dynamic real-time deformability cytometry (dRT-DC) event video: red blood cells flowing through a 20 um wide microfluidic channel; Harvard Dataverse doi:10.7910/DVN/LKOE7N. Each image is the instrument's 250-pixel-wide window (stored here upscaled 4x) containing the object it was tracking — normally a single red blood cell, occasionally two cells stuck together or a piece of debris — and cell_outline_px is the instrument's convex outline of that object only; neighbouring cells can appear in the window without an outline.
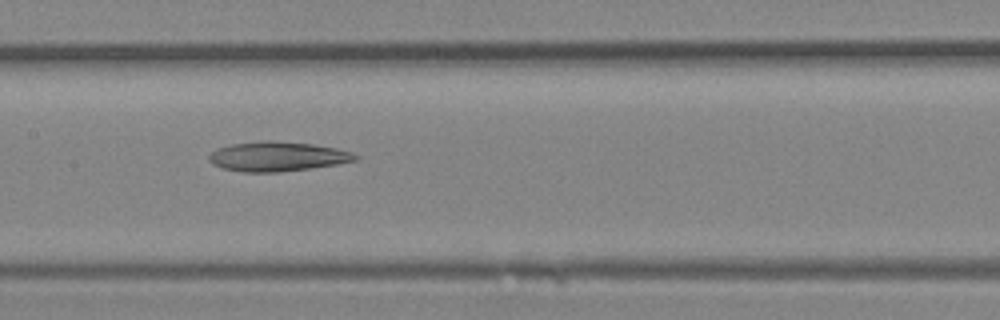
{"species": "Egyptian fruit bat (a non-hibernating species)", "species_latin": "Rousettus aegyptiacus", "temperature_condition": "room temperature", "stored_images_in_passage": 32, "camera_frame_rate_fps": 3000, "um_per_image_px": 0.085, "animal": {"sex": "female"}, "frame": {"image": 1, "passage_image": 16, "time_ms": 5.0, "image_size_px": [1000, 320], "cell_outline_px": [[360, 160], [312, 168], [280, 172], [244, 172], [220, 168], [212, 164], [208, 160], [208, 156], [216, 148], [232, 144], [264, 140], [272, 140], [312, 144], [336, 148], [352, 152], [360, 156]], "centroid_in_image_um": [23.58, 13.3], "position_along_channel_um": 183.8, "area_um2": 25.49}}
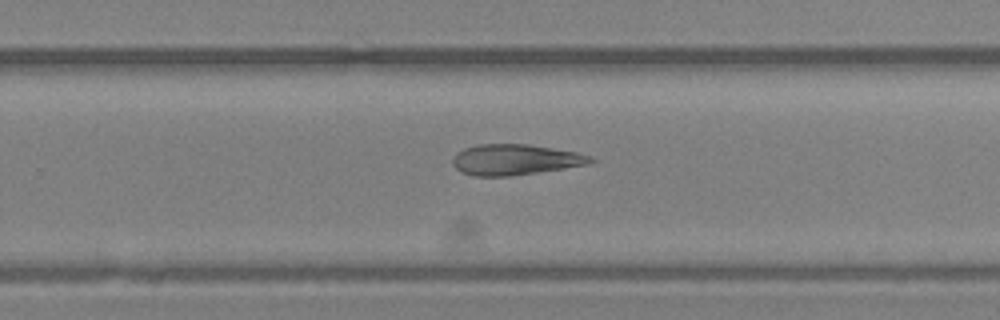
{"frame": {"image": 2, "passage_image": 21, "time_ms": 6.667, "image_size_px": [1000, 320], "cell_outline_px": [[596, 160], [592, 164], [512, 176], [476, 176], [460, 172], [452, 164], [452, 160], [456, 152], [464, 148], [480, 144], [528, 144], [576, 152], [592, 156]], "centroid_in_image_um": [43.8, 13.57], "position_along_channel_um": 286.0, "area_um2": 24.85}}
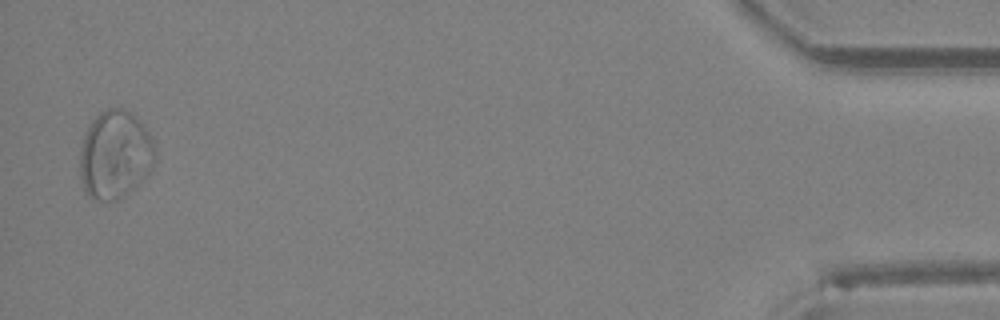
{"frame": {"image": 3, "passage_image": 32, "time_ms": 10.333, "image_size_px": [1000, 320], "cell_outline_px": [[156, 160], [148, 176], [128, 192], [116, 200], [96, 200], [88, 196], [84, 192], [80, 180], [80, 148], [84, 132], [92, 120], [100, 112], [108, 108], [124, 108], [132, 112], [148, 132], [156, 144]], "centroid_in_image_um": [9.78, 13.14], "position_along_channel_um": 425.4, "area_um2": 39.3}}